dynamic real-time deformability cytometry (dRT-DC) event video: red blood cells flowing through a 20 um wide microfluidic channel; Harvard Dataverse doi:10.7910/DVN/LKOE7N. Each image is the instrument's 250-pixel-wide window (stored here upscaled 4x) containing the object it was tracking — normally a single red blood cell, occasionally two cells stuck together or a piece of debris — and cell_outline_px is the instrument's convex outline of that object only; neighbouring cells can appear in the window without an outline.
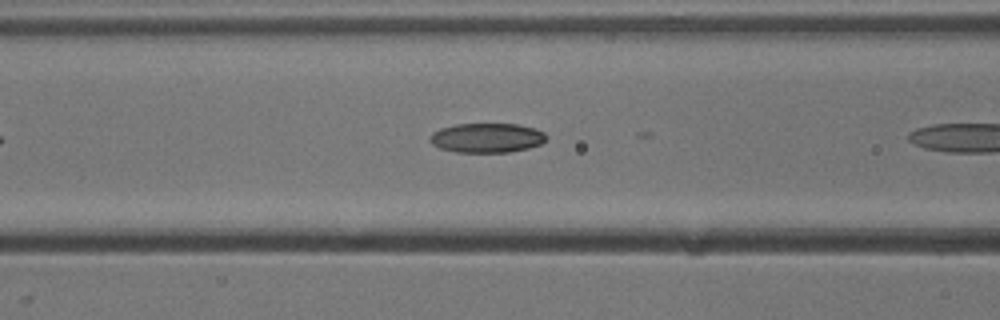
{"species": "common noctule bat (a hibernating species)", "species_latin": "Nyctalus noctula", "temperature_condition": "cold", "stored_images_in_passage": 9, "camera_frame_rate_fps": 3000, "um_per_image_px": 0.085, "animal": {"sex": "male", "body_mass_g": 13.3}, "frame": {"image": 1, "passage_image": 8, "time_ms": 2.333, "image_size_px": [1000, 320], "cell_outline_px": [[548, 136], [540, 144], [528, 148], [508, 152], [456, 152], [440, 148], [432, 144], [428, 140], [432, 132], [440, 128], [456, 124], [516, 124], [536, 128], [544, 132]], "centroid_in_image_um": [41.37, 11.71], "position_along_channel_um": 125.2, "area_um2": 20.06}}